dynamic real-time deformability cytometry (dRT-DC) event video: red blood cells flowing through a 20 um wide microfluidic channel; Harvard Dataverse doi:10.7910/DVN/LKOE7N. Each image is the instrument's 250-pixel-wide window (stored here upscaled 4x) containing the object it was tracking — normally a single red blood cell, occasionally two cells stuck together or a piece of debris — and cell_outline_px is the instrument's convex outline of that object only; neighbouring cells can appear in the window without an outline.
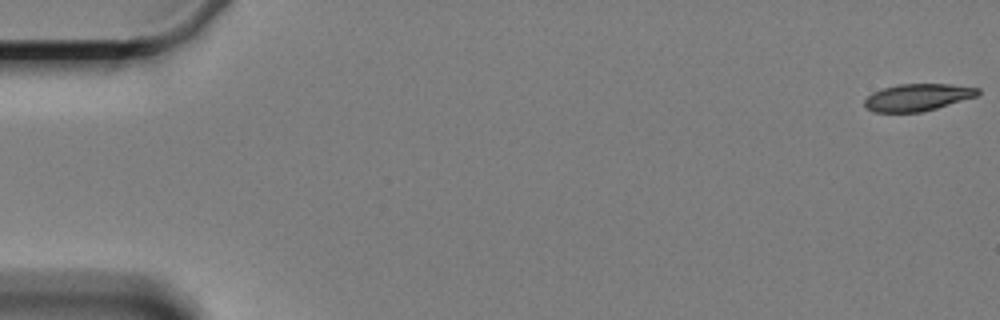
{"species": "Egyptian fruit bat (a non-hibernating species)", "species_latin": "Rousettus aegyptiacus", "temperature_condition": "cold", "stored_images_in_passage": 61, "camera_frame_rate_fps": 3000, "um_per_image_px": 0.085, "animal": {"sex": "female"}, "frame": {"image": 1, "passage_image": 1, "time_ms": 0.0, "image_size_px": [1000, 320], "cell_outline_px": [[980, 92], [976, 96], [936, 108], [920, 112], [872, 112], [864, 108], [864, 100], [872, 92], [896, 84], [952, 84], [980, 88]], "centroid_in_image_um": [77.96, 8.27], "position_along_channel_um": 7.0, "area_um2": 17.92}}
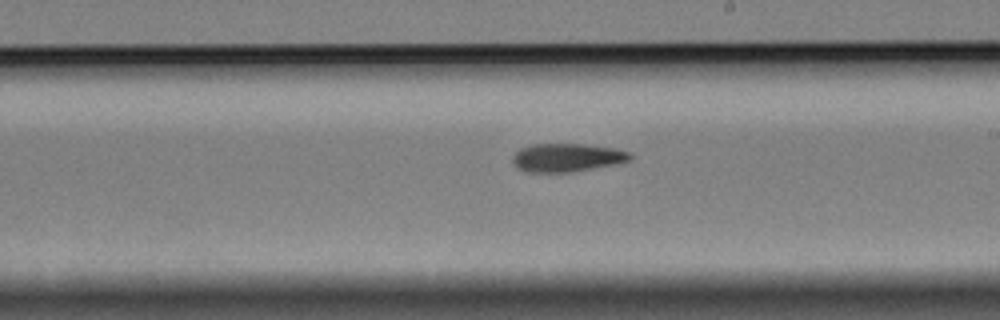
{"frame": {"image": 2, "passage_image": 35, "time_ms": 11.333, "image_size_px": [1000, 320], "cell_outline_px": [[632, 156], [628, 160], [612, 164], [572, 172], [528, 172], [520, 168], [512, 160], [512, 156], [520, 148], [532, 144], [584, 144], [616, 148], [628, 152]], "centroid_in_image_um": [48.16, 13.38], "position_along_channel_um": 240.8, "area_um2": 19.07}}
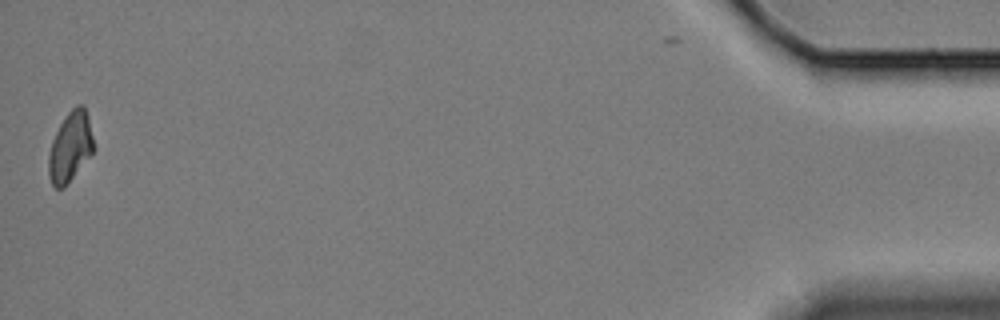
{"frame": {"image": 3, "passage_image": 60, "time_ms": 19.667, "image_size_px": [1000, 320], "cell_outline_px": [[96, 148], [64, 188], [56, 188], [52, 184], [48, 176], [48, 156], [52, 140], [60, 124], [68, 112], [76, 104], [84, 104], [88, 116]], "centroid_in_image_um": [5.98, 12.47], "position_along_channel_um": 429.2, "area_um2": 18.5}, "authors_computed_cell_mechanics": {"area_um2": 19.363, "velocity_mm_per_s": 3.3287, "shape_relaxation_time_tau1_ms": 9.9332, "shape_relaxation_time_tau2_ms": null, "deformation_change_tau1": 0.1924, "deformation_change_tau2": null}}